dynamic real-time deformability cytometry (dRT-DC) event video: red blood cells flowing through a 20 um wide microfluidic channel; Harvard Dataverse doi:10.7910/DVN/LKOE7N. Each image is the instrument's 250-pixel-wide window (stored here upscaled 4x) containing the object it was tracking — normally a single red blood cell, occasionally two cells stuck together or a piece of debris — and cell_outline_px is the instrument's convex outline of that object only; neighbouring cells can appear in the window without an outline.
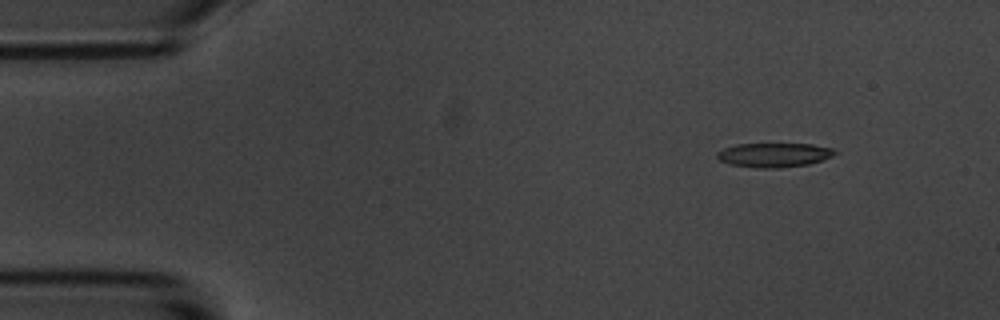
{"species": "common noctule bat (a hibernating species)", "species_latin": "Nyctalus noctula", "temperature_condition": "room temperature", "stored_images_in_passage": 4, "camera_frame_rate_fps": 3000, "um_per_image_px": 0.085, "animal": {"sex": "male", "body_mass_g": 20.1, "forearm_length_mm": 53.5}, "frame": {"image": 1, "passage_image": 2, "time_ms": 1.333, "image_size_px": [1000, 320], "cell_outline_px": [[840, 152], [832, 156], [808, 164], [780, 168], [760, 168], [728, 164], [720, 160], [716, 156], [716, 152], [724, 148], [736, 144], [812, 144], [832, 148]], "centroid_in_image_um": [65.79, 13.17], "position_along_channel_um": 19.2, "area_um2": 16.65}}